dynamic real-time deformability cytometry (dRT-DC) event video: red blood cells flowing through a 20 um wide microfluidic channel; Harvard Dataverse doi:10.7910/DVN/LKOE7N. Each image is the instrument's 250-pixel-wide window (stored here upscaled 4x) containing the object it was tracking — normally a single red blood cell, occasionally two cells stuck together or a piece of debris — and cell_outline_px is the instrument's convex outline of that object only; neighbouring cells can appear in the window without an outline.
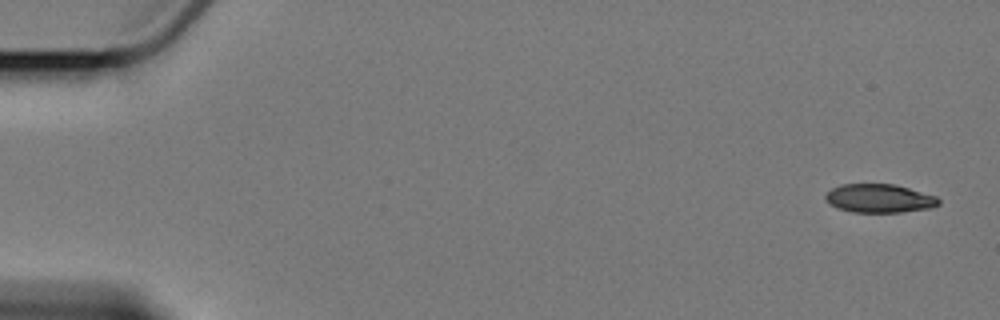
{"species": "Egyptian fruit bat (a non-hibernating species)", "species_latin": "Rousettus aegyptiacus", "temperature_condition": "cold", "stored_images_in_passage": 4, "camera_frame_rate_fps": 3000, "um_per_image_px": 0.085, "animal": {"sex": "female"}, "frame": {"image": 1, "passage_image": 1, "time_ms": 0.0, "image_size_px": [1000, 320], "cell_outline_px": [[940, 204], [932, 208], [900, 212], [852, 212], [836, 208], [828, 204], [824, 200], [824, 196], [832, 188], [840, 184], [896, 184], [936, 196], [940, 200]], "centroid_in_image_um": [74.72, 16.86], "position_along_channel_um": 10.3, "area_um2": 19.07}}
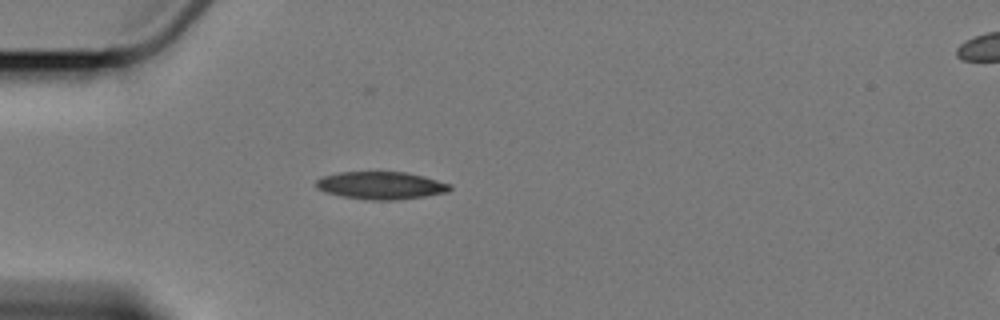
{"frame": {"image": 2, "passage_image": 4, "time_ms": 5.0, "image_size_px": [1000, 320], "cell_outline_px": [[452, 188], [448, 192], [424, 196], [392, 200], [372, 200], [344, 196], [328, 192], [316, 188], [316, 180], [324, 176], [340, 172], [404, 172], [424, 176], [452, 184]], "centroid_in_image_um": [32.43, 15.75], "position_along_channel_um": 52.6, "area_um2": 21.27}}